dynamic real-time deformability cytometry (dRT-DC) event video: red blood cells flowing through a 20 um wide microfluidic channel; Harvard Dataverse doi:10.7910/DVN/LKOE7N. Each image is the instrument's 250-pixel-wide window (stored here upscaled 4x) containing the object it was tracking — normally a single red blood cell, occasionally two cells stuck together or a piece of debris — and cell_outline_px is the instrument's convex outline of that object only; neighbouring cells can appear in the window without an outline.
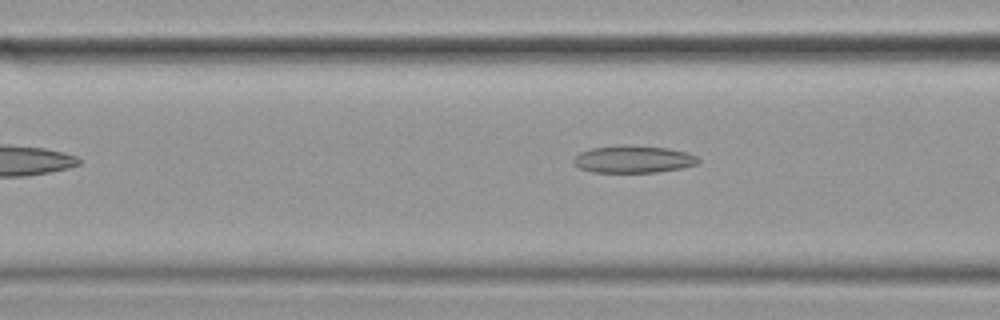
{"species": "common noctule bat (a hibernating species)", "species_latin": "Nyctalus noctula", "temperature_condition": "cold", "stored_images_in_passage": 8, "camera_frame_rate_fps": 3000, "um_per_image_px": 0.085, "animal": {"sex": "female", "body_mass_g": 19.9}, "frame": {"image": 1, "passage_image": 5, "time_ms": 1.333, "image_size_px": [1000, 320], "cell_outline_px": [[700, 160], [696, 164], [680, 168], [656, 172], [592, 172], [580, 168], [572, 160], [580, 152], [592, 148], [668, 148], [688, 152], [696, 156]], "centroid_in_image_um": [53.86, 13.58], "position_along_channel_um": 112.7, "area_um2": 18.67}}